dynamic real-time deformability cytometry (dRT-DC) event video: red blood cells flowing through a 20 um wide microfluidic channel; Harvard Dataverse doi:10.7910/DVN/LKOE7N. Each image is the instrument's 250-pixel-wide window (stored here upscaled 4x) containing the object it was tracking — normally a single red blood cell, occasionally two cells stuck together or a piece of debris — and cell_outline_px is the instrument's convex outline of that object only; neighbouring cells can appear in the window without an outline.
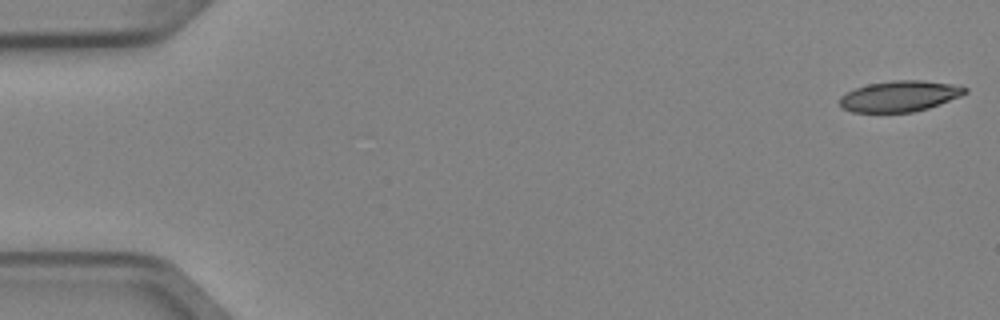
{"species": "Egyptian fruit bat (a non-hibernating species)", "species_latin": "Rousettus aegyptiacus", "temperature_condition": "cold", "stored_images_in_passage": 4, "camera_frame_rate_fps": 3000, "um_per_image_px": 0.085, "animal": {"sex": "female"}, "frame": {"image": 1, "passage_image": 1, "time_ms": 0.0, "image_size_px": [1000, 320], "cell_outline_px": [[968, 92], [960, 96], [928, 108], [912, 112], [852, 112], [844, 108], [840, 104], [840, 96], [856, 88], [868, 84], [892, 80], [920, 80], [952, 84], [968, 88]], "centroid_in_image_um": [76.48, 8.17], "position_along_channel_um": 8.5, "area_um2": 22.31}}